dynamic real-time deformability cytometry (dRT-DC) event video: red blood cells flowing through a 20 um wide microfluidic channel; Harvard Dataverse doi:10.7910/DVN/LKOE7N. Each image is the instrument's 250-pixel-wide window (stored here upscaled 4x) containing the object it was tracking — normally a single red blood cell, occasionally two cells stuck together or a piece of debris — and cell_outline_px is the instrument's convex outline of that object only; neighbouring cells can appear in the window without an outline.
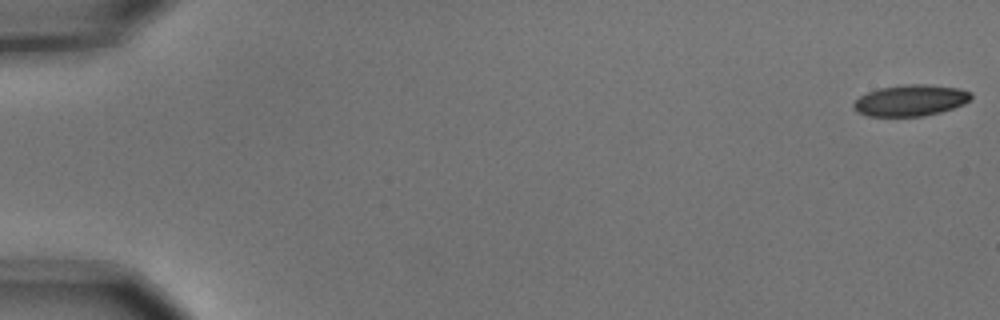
{"species": "common noctule bat (a hibernating species)", "species_latin": "Nyctalus noctula", "temperature_condition": "cold", "stored_images_in_passage": 8, "camera_frame_rate_fps": 3000, "um_per_image_px": 0.085, "animal": {"sex": "male", "body_mass_g": 15.6}, "frame": {"image": 1, "passage_image": 1, "time_ms": 0.0, "image_size_px": [1000, 320], "cell_outline_px": [[972, 96], [964, 104], [940, 112], [924, 116], [868, 116], [856, 112], [852, 108], [852, 104], [860, 96], [868, 92], [880, 88], [904, 84], [928, 84], [960, 88], [972, 92]], "centroid_in_image_um": [77.39, 8.53], "position_along_channel_um": 7.6, "area_um2": 21.5}}
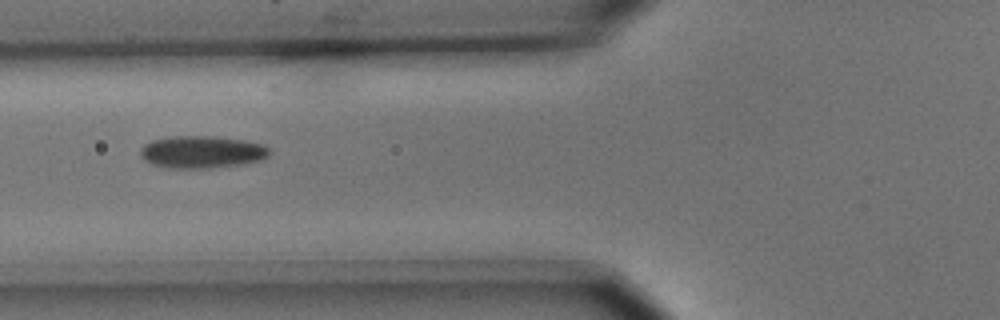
{"frame": {"image": 2, "passage_image": 7, "time_ms": 2.0, "image_size_px": [1000, 320], "cell_outline_px": [[272, 152], [268, 156], [260, 160], [244, 164], [212, 168], [168, 168], [152, 164], [144, 160], [140, 156], [140, 148], [144, 144], [152, 140], [172, 136], [212, 136], [244, 140], [264, 144]], "centroid_in_image_um": [17.16, 12.92], "position_along_channel_um": 108.6, "area_um2": 24.57}}
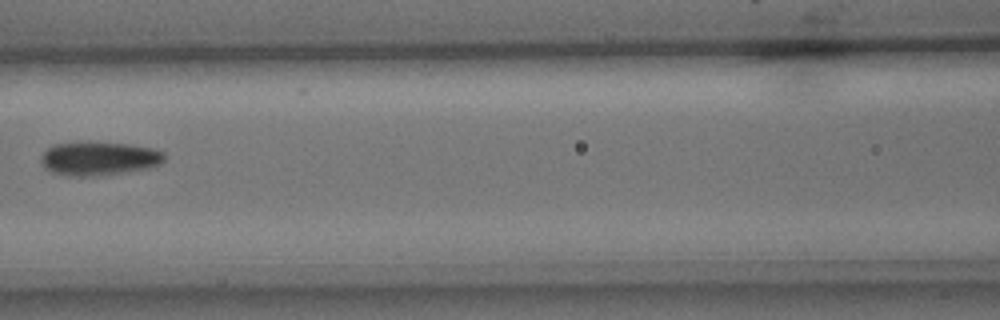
{"frame": {"image": 3, "passage_image": 8, "time_ms": 2.333, "image_size_px": [1000, 320], "cell_outline_px": [[164, 160], [160, 164], [148, 168], [100, 176], [68, 176], [52, 172], [44, 168], [40, 160], [40, 156], [48, 148], [56, 144], [88, 140], [128, 144], [152, 148], [164, 152]], "centroid_in_image_um": [8.38, 13.46], "position_along_channel_um": 158.2, "area_um2": 24.68}}